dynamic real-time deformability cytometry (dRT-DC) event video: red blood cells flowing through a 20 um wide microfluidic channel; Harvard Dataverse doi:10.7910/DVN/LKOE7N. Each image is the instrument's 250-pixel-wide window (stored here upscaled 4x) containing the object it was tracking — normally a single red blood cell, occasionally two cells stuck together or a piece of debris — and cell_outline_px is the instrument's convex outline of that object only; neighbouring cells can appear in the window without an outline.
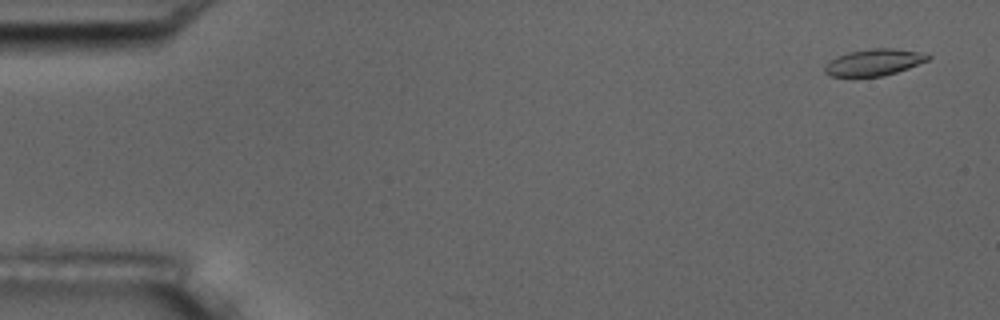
{"species": "common noctule bat (a hibernating species)", "species_latin": "Nyctalus noctula", "temperature_condition": "room temperature", "stored_images_in_passage": 2, "camera_frame_rate_fps": 3000, "um_per_image_px": 0.085, "animal": {"sex": "male", "body_mass_g": 17.5, "forearm_length_mm": 52.3}, "frame": {"image": 1, "passage_image": 1, "time_ms": 0.0, "image_size_px": [1000, 320], "cell_outline_px": [[932, 56], [928, 60], [908, 68], [884, 76], [832, 76], [824, 72], [824, 68], [836, 56], [848, 52], [872, 48], [892, 48], [916, 52]], "centroid_in_image_um": [74.28, 5.29], "position_along_channel_um": 10.7, "area_um2": 15.66}}